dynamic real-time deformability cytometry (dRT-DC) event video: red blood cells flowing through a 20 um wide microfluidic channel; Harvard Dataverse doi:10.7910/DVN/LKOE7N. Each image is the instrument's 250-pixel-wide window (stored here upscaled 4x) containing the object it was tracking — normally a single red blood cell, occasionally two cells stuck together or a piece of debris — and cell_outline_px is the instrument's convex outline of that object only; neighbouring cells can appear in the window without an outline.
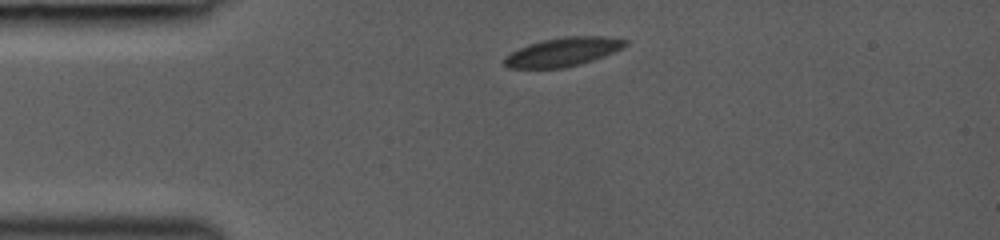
{"species": "common noctule bat (a hibernating species)", "species_latin": "Nyctalus noctula", "temperature_condition": "room temperature", "stored_images_in_passage": 2, "camera_frame_rate_fps": 3000, "um_per_image_px": 0.085, "animal": {"sex": "female", "body_mass_g": 19.0, "forearm_length_mm": 53.3}, "frame": {"image": 1, "passage_image": 1, "time_ms": 0.0, "image_size_px": [1000, 240], "cell_outline_px": [[628, 44], [624, 48], [604, 56], [580, 64], [564, 68], [508, 68], [504, 64], [504, 56], [528, 44], [544, 40], [564, 36], [604, 36], [628, 40]], "centroid_in_image_um": [47.88, 4.41], "position_along_channel_um": 37.1, "area_um2": 20.29}}